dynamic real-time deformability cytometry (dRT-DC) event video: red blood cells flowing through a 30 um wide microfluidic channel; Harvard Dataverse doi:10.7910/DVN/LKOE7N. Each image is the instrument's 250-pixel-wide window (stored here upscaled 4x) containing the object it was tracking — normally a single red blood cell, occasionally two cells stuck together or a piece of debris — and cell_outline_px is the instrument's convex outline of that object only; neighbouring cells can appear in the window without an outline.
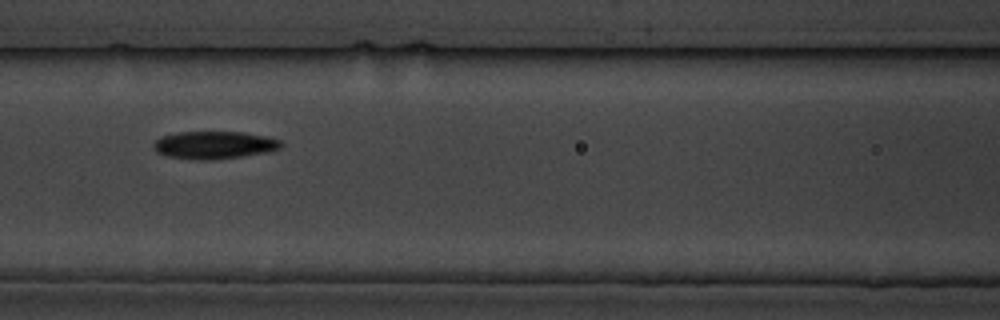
{"species": "common noctule bat (a hibernating species)", "species_latin": "Nyctalus noctula", "temperature_condition": "cold", "stored_images_in_passage": 9, "camera_frame_rate_fps": 3000, "um_per_image_px": 0.085, "animal": {"sex": "male", "body_mass_g": 19.5, "forearm_length_mm": 54.6}, "frame": {"image": 1, "passage_image": 6, "time_ms": 6.667, "image_size_px": [1000, 320], "cell_outline_px": [[284, 144], [280, 148], [268, 152], [212, 160], [196, 160], [168, 156], [156, 152], [152, 148], [152, 144], [160, 136], [176, 132], [244, 132], [264, 136], [280, 140]], "centroid_in_image_um": [18.17, 12.32], "position_along_channel_um": 148.4, "area_um2": 20.63}}
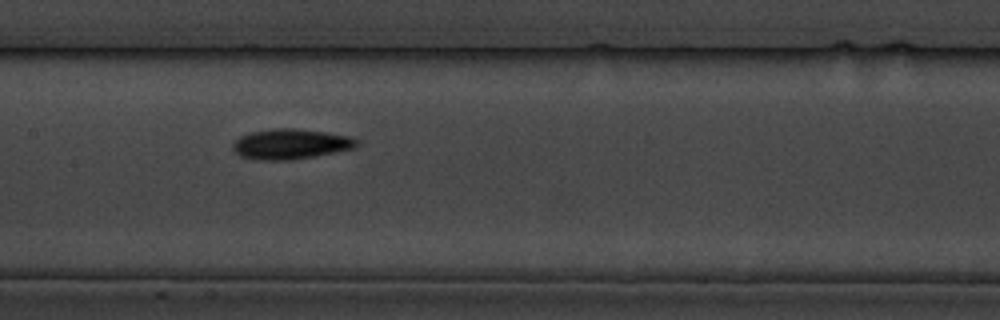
{"frame": {"image": 2, "passage_image": 7, "time_ms": 7.667, "image_size_px": [1000, 320], "cell_outline_px": [[356, 148], [312, 156], [288, 160], [256, 160], [240, 156], [232, 148], [232, 144], [240, 136], [252, 132], [276, 128], [292, 128], [324, 132], [352, 136], [356, 140]], "centroid_in_image_um": [24.67, 12.24], "position_along_channel_um": 182.7, "area_um2": 21.56}}
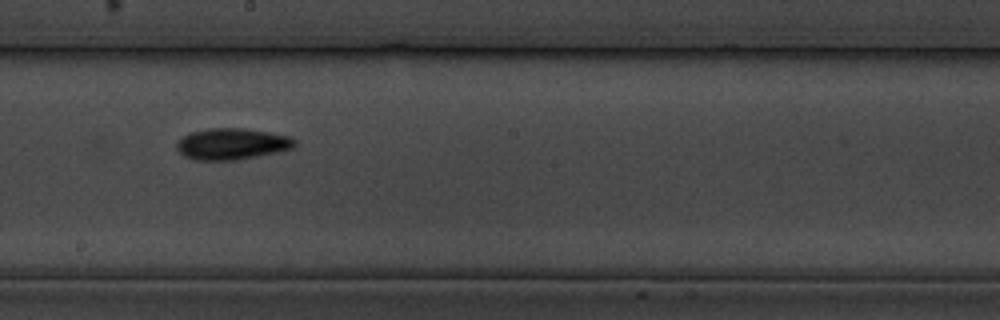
{"frame": {"image": 3, "passage_image": 8, "time_ms": 9.0, "image_size_px": [1000, 320], "cell_outline_px": [[296, 144], [292, 148], [276, 152], [236, 160], [196, 160], [184, 156], [176, 148], [176, 140], [192, 132], [208, 128], [244, 128], [268, 132], [288, 136], [296, 140]], "centroid_in_image_um": [19.68, 12.23], "position_along_channel_um": 228.5, "area_um2": 21.44}}